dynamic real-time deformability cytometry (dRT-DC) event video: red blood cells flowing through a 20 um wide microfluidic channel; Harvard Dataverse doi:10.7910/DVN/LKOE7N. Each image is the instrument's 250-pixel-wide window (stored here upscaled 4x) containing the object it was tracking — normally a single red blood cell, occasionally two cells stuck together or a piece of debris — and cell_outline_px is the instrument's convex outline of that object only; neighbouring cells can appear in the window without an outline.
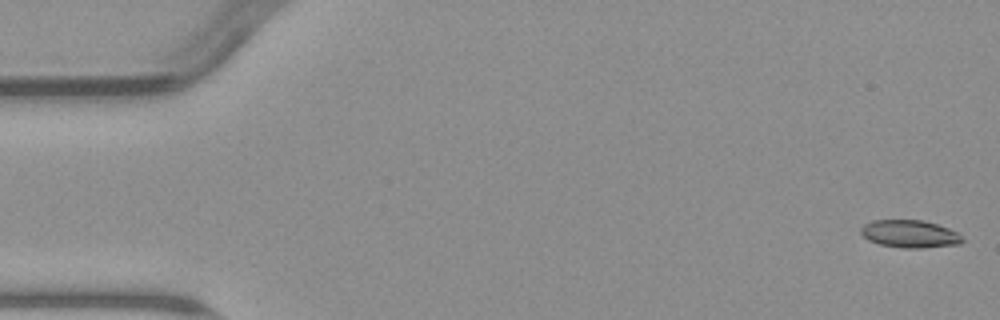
{"species": "common noctule bat (a hibernating species)", "species_latin": "Nyctalus noctula", "temperature_condition": "warm", "stored_images_in_passage": 5, "camera_frame_rate_fps": 3000, "um_per_image_px": 0.085, "animal": {"sex": "male", "body_mass_g": 23.1, "forearm_length_mm": 52.7}, "frame": {"image": 1, "passage_image": 1, "time_ms": 0.0, "image_size_px": [1000, 320], "cell_outline_px": [[964, 240], [960, 244], [924, 248], [904, 248], [880, 244], [868, 240], [860, 232], [860, 228], [864, 224], [872, 220], [924, 220], [960, 232]], "centroid_in_image_um": [77.36, 19.88], "position_along_channel_um": 7.6, "area_um2": 16.47}}
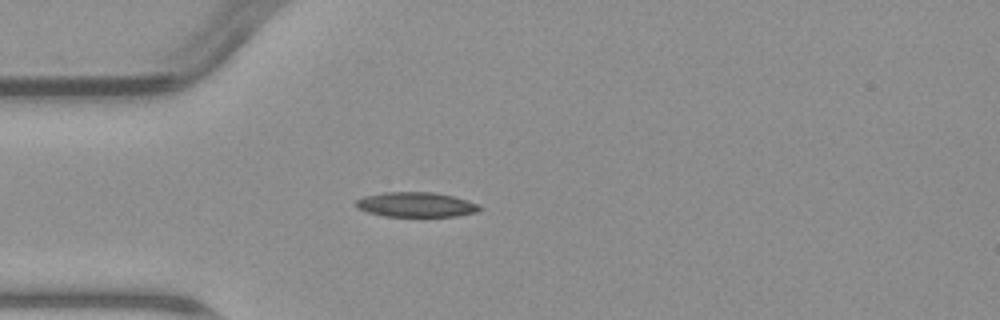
{"frame": {"image": 2, "passage_image": 5, "time_ms": 4.667, "image_size_px": [1000, 320], "cell_outline_px": [[484, 208], [476, 212], [456, 216], [384, 216], [368, 212], [360, 208], [356, 204], [356, 200], [364, 196], [384, 192], [432, 192], [452, 196], [468, 200], [480, 204]], "centroid_in_image_um": [35.42, 17.39], "position_along_channel_um": 49.6, "area_um2": 17.8}}